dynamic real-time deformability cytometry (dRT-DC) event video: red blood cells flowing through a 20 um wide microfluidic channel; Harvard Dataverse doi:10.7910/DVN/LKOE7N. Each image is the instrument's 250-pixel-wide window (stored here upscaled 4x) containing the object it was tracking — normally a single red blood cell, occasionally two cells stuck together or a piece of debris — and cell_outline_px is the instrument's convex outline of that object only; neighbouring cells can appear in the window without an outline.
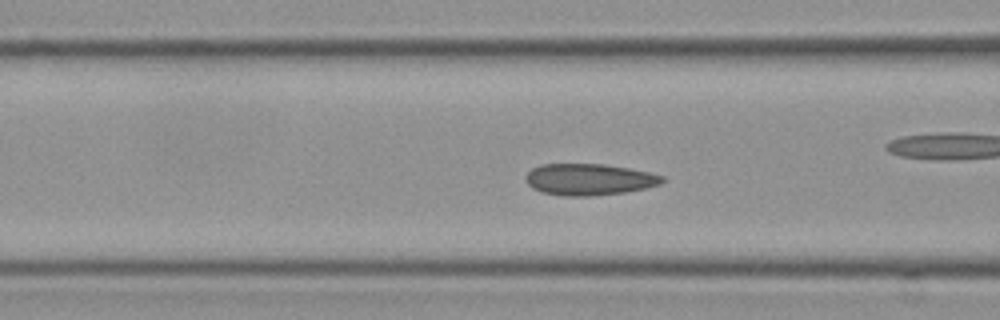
{"species": "Egyptian fruit bat (a non-hibernating species)", "species_latin": "Rousettus aegyptiacus", "temperature_condition": "cold", "stored_images_in_passage": 50, "camera_frame_rate_fps": 3000, "um_per_image_px": 0.085, "frame": {"image": 1, "passage_image": 15, "time_ms": 4.667, "image_size_px": [1000, 320], "cell_outline_px": [[664, 180], [660, 184], [644, 188], [624, 192], [588, 196], [564, 196], [540, 192], [532, 188], [524, 180], [524, 176], [532, 168], [540, 164], [604, 164], [628, 168], [648, 172], [664, 176]], "centroid_in_image_um": [50.01, 15.25], "position_along_channel_um": 116.6, "area_um2": 25.09}}
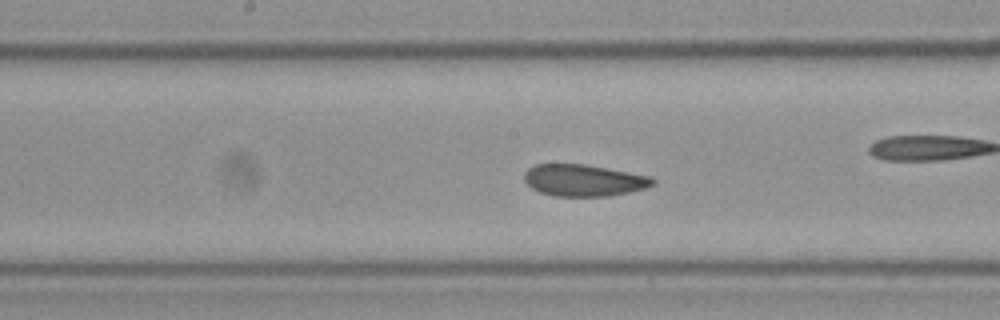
{"frame": {"image": 2, "passage_image": 22, "time_ms": 7.0, "image_size_px": [1000, 320], "cell_outline_px": [[656, 184], [644, 188], [628, 192], [608, 196], [552, 196], [540, 192], [532, 188], [524, 180], [524, 172], [528, 168], [536, 164], [584, 164], [652, 176], [656, 180]], "centroid_in_image_um": [49.62, 15.32], "position_along_channel_um": 198.6, "area_um2": 23.81}, "authors_computed_cell_mechanics": {"area_um2": 24.3916, "velocity_mm_per_s": 3.5066, "shape_relaxation_time_tau1_ms": null, "shape_relaxation_time_tau2_ms": 1.9806, "deformation_change_tau1": null, "deformation_change_tau2": 0.0531}}